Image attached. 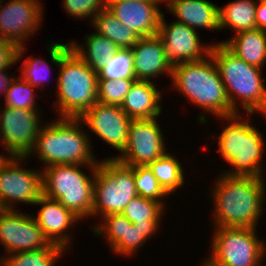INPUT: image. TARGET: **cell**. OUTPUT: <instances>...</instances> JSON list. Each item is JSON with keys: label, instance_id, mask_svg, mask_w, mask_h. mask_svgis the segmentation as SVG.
Returning a JSON list of instances; mask_svg holds the SVG:
<instances>
[{"label": "cell", "instance_id": "cell-38", "mask_svg": "<svg viewBox=\"0 0 266 266\" xmlns=\"http://www.w3.org/2000/svg\"><path fill=\"white\" fill-rule=\"evenodd\" d=\"M256 28L266 31V2H257Z\"/></svg>", "mask_w": 266, "mask_h": 266}, {"label": "cell", "instance_id": "cell-18", "mask_svg": "<svg viewBox=\"0 0 266 266\" xmlns=\"http://www.w3.org/2000/svg\"><path fill=\"white\" fill-rule=\"evenodd\" d=\"M161 4H164V0H127L105 6L139 37H151L157 35L159 31L163 14Z\"/></svg>", "mask_w": 266, "mask_h": 266}, {"label": "cell", "instance_id": "cell-34", "mask_svg": "<svg viewBox=\"0 0 266 266\" xmlns=\"http://www.w3.org/2000/svg\"><path fill=\"white\" fill-rule=\"evenodd\" d=\"M136 79H98V103L121 106Z\"/></svg>", "mask_w": 266, "mask_h": 266}, {"label": "cell", "instance_id": "cell-12", "mask_svg": "<svg viewBox=\"0 0 266 266\" xmlns=\"http://www.w3.org/2000/svg\"><path fill=\"white\" fill-rule=\"evenodd\" d=\"M158 119V120H157ZM159 117L132 120L128 140L119 156H111L127 166H147L167 152L164 130L159 125Z\"/></svg>", "mask_w": 266, "mask_h": 266}, {"label": "cell", "instance_id": "cell-22", "mask_svg": "<svg viewBox=\"0 0 266 266\" xmlns=\"http://www.w3.org/2000/svg\"><path fill=\"white\" fill-rule=\"evenodd\" d=\"M26 48V46H21L18 49L16 62H20V64H22L20 67H18L19 70H17L19 72L21 71L19 77L23 81H27L32 87L37 88V90L44 89L45 85L43 83L49 82L48 79L51 76L49 75L52 72L51 64L53 66L55 65L56 67L59 66L62 55L70 48V44L69 42L65 44L57 41H51L47 47V51L50 53V64L49 61L47 63V61L40 56L38 58L34 56L32 57V55H27V57L24 56L26 55ZM46 76H48V79Z\"/></svg>", "mask_w": 266, "mask_h": 266}, {"label": "cell", "instance_id": "cell-33", "mask_svg": "<svg viewBox=\"0 0 266 266\" xmlns=\"http://www.w3.org/2000/svg\"><path fill=\"white\" fill-rule=\"evenodd\" d=\"M99 221V224L90 227L91 231L94 236L105 238L111 250L122 238H125L126 217L122 214H109Z\"/></svg>", "mask_w": 266, "mask_h": 266}, {"label": "cell", "instance_id": "cell-6", "mask_svg": "<svg viewBox=\"0 0 266 266\" xmlns=\"http://www.w3.org/2000/svg\"><path fill=\"white\" fill-rule=\"evenodd\" d=\"M53 108L57 117L80 118L98 102V71L90 68L71 48L57 67ZM59 70V71H58Z\"/></svg>", "mask_w": 266, "mask_h": 266}, {"label": "cell", "instance_id": "cell-40", "mask_svg": "<svg viewBox=\"0 0 266 266\" xmlns=\"http://www.w3.org/2000/svg\"><path fill=\"white\" fill-rule=\"evenodd\" d=\"M3 152H1L0 153V168L2 167V165L7 161V159L10 157L7 153H3ZM6 155V156H5Z\"/></svg>", "mask_w": 266, "mask_h": 266}, {"label": "cell", "instance_id": "cell-23", "mask_svg": "<svg viewBox=\"0 0 266 266\" xmlns=\"http://www.w3.org/2000/svg\"><path fill=\"white\" fill-rule=\"evenodd\" d=\"M165 211L166 209L159 202L137 195L121 214L150 240L152 236L156 237L157 232L159 234L162 218L166 215Z\"/></svg>", "mask_w": 266, "mask_h": 266}, {"label": "cell", "instance_id": "cell-35", "mask_svg": "<svg viewBox=\"0 0 266 266\" xmlns=\"http://www.w3.org/2000/svg\"><path fill=\"white\" fill-rule=\"evenodd\" d=\"M149 240L142 235V231L136 228L133 223H131L126 218V231L125 238H122L112 249L111 252L122 257H132L136 256L138 251L142 249L143 244L147 243Z\"/></svg>", "mask_w": 266, "mask_h": 266}, {"label": "cell", "instance_id": "cell-25", "mask_svg": "<svg viewBox=\"0 0 266 266\" xmlns=\"http://www.w3.org/2000/svg\"><path fill=\"white\" fill-rule=\"evenodd\" d=\"M81 43L69 41L70 48L92 69L99 70L120 48L109 38L96 31L85 35ZM84 46V47H83Z\"/></svg>", "mask_w": 266, "mask_h": 266}, {"label": "cell", "instance_id": "cell-36", "mask_svg": "<svg viewBox=\"0 0 266 266\" xmlns=\"http://www.w3.org/2000/svg\"><path fill=\"white\" fill-rule=\"evenodd\" d=\"M61 2L67 15L73 19L77 18L76 20L89 19V24L106 8L104 0H62Z\"/></svg>", "mask_w": 266, "mask_h": 266}, {"label": "cell", "instance_id": "cell-20", "mask_svg": "<svg viewBox=\"0 0 266 266\" xmlns=\"http://www.w3.org/2000/svg\"><path fill=\"white\" fill-rule=\"evenodd\" d=\"M163 6L176 21L195 30H220L219 6L210 0H164Z\"/></svg>", "mask_w": 266, "mask_h": 266}, {"label": "cell", "instance_id": "cell-5", "mask_svg": "<svg viewBox=\"0 0 266 266\" xmlns=\"http://www.w3.org/2000/svg\"><path fill=\"white\" fill-rule=\"evenodd\" d=\"M210 54L224 83L232 110L242 113L240 107L244 113L246 111L245 114L260 113L266 121L264 69L246 63L219 41L212 44Z\"/></svg>", "mask_w": 266, "mask_h": 266}, {"label": "cell", "instance_id": "cell-9", "mask_svg": "<svg viewBox=\"0 0 266 266\" xmlns=\"http://www.w3.org/2000/svg\"><path fill=\"white\" fill-rule=\"evenodd\" d=\"M258 228L215 227L206 258L217 266H262L266 259L265 239Z\"/></svg>", "mask_w": 266, "mask_h": 266}, {"label": "cell", "instance_id": "cell-19", "mask_svg": "<svg viewBox=\"0 0 266 266\" xmlns=\"http://www.w3.org/2000/svg\"><path fill=\"white\" fill-rule=\"evenodd\" d=\"M130 51L136 80L155 82L162 75L171 79L173 67L167 61L164 44L158 35L140 37Z\"/></svg>", "mask_w": 266, "mask_h": 266}, {"label": "cell", "instance_id": "cell-37", "mask_svg": "<svg viewBox=\"0 0 266 266\" xmlns=\"http://www.w3.org/2000/svg\"><path fill=\"white\" fill-rule=\"evenodd\" d=\"M18 49L14 43L0 38V69H10L18 65Z\"/></svg>", "mask_w": 266, "mask_h": 266}, {"label": "cell", "instance_id": "cell-31", "mask_svg": "<svg viewBox=\"0 0 266 266\" xmlns=\"http://www.w3.org/2000/svg\"><path fill=\"white\" fill-rule=\"evenodd\" d=\"M36 88L32 87L27 81H23L19 76L15 77L11 82L9 89L4 97V106L25 109V110H41L37 104Z\"/></svg>", "mask_w": 266, "mask_h": 266}, {"label": "cell", "instance_id": "cell-42", "mask_svg": "<svg viewBox=\"0 0 266 266\" xmlns=\"http://www.w3.org/2000/svg\"><path fill=\"white\" fill-rule=\"evenodd\" d=\"M121 1H127V0H104L105 4H112V3H117V2H121ZM132 1H136V0H132Z\"/></svg>", "mask_w": 266, "mask_h": 266}, {"label": "cell", "instance_id": "cell-7", "mask_svg": "<svg viewBox=\"0 0 266 266\" xmlns=\"http://www.w3.org/2000/svg\"><path fill=\"white\" fill-rule=\"evenodd\" d=\"M96 169L97 165L81 164L42 168V195L59 201L80 220H88L92 217Z\"/></svg>", "mask_w": 266, "mask_h": 266}, {"label": "cell", "instance_id": "cell-17", "mask_svg": "<svg viewBox=\"0 0 266 266\" xmlns=\"http://www.w3.org/2000/svg\"><path fill=\"white\" fill-rule=\"evenodd\" d=\"M34 206H40L34 218L50 243L61 246L66 252L70 251L75 238L74 235L72 236V229L81 220L59 201L43 195L34 203Z\"/></svg>", "mask_w": 266, "mask_h": 266}, {"label": "cell", "instance_id": "cell-21", "mask_svg": "<svg viewBox=\"0 0 266 266\" xmlns=\"http://www.w3.org/2000/svg\"><path fill=\"white\" fill-rule=\"evenodd\" d=\"M156 82L135 80L126 94L121 109L132 119H153L160 117L162 94ZM160 90V91H159Z\"/></svg>", "mask_w": 266, "mask_h": 266}, {"label": "cell", "instance_id": "cell-30", "mask_svg": "<svg viewBox=\"0 0 266 266\" xmlns=\"http://www.w3.org/2000/svg\"><path fill=\"white\" fill-rule=\"evenodd\" d=\"M134 181L137 194L159 202L165 209L170 195L159 184L149 166H134ZM166 206V207H165Z\"/></svg>", "mask_w": 266, "mask_h": 266}, {"label": "cell", "instance_id": "cell-3", "mask_svg": "<svg viewBox=\"0 0 266 266\" xmlns=\"http://www.w3.org/2000/svg\"><path fill=\"white\" fill-rule=\"evenodd\" d=\"M89 132L80 118L57 117L49 120L41 127L27 157L37 156L43 168L62 164L98 165Z\"/></svg>", "mask_w": 266, "mask_h": 266}, {"label": "cell", "instance_id": "cell-26", "mask_svg": "<svg viewBox=\"0 0 266 266\" xmlns=\"http://www.w3.org/2000/svg\"><path fill=\"white\" fill-rule=\"evenodd\" d=\"M255 0H233L219 7V28L229 29L237 34L241 31L256 28Z\"/></svg>", "mask_w": 266, "mask_h": 266}, {"label": "cell", "instance_id": "cell-27", "mask_svg": "<svg viewBox=\"0 0 266 266\" xmlns=\"http://www.w3.org/2000/svg\"><path fill=\"white\" fill-rule=\"evenodd\" d=\"M168 150L162 157L152 161L148 166L163 189L171 196L186 185L182 162ZM179 189V190H178Z\"/></svg>", "mask_w": 266, "mask_h": 266}, {"label": "cell", "instance_id": "cell-8", "mask_svg": "<svg viewBox=\"0 0 266 266\" xmlns=\"http://www.w3.org/2000/svg\"><path fill=\"white\" fill-rule=\"evenodd\" d=\"M134 166L116 159H99L94 180L92 218L121 214L137 196Z\"/></svg>", "mask_w": 266, "mask_h": 266}, {"label": "cell", "instance_id": "cell-15", "mask_svg": "<svg viewBox=\"0 0 266 266\" xmlns=\"http://www.w3.org/2000/svg\"><path fill=\"white\" fill-rule=\"evenodd\" d=\"M165 16L163 12L157 35L162 39L167 61L172 67L210 55L212 44L201 43L198 30L176 20L168 23Z\"/></svg>", "mask_w": 266, "mask_h": 266}, {"label": "cell", "instance_id": "cell-39", "mask_svg": "<svg viewBox=\"0 0 266 266\" xmlns=\"http://www.w3.org/2000/svg\"><path fill=\"white\" fill-rule=\"evenodd\" d=\"M7 69H0V97L1 95L5 97L7 90L10 87L11 82L16 77L10 76Z\"/></svg>", "mask_w": 266, "mask_h": 266}, {"label": "cell", "instance_id": "cell-24", "mask_svg": "<svg viewBox=\"0 0 266 266\" xmlns=\"http://www.w3.org/2000/svg\"><path fill=\"white\" fill-rule=\"evenodd\" d=\"M246 63L263 69L266 65V31L249 29L220 41Z\"/></svg>", "mask_w": 266, "mask_h": 266}, {"label": "cell", "instance_id": "cell-41", "mask_svg": "<svg viewBox=\"0 0 266 266\" xmlns=\"http://www.w3.org/2000/svg\"><path fill=\"white\" fill-rule=\"evenodd\" d=\"M205 258H203V262L202 263H200L198 266H217V265H215L214 263H212L209 259H205Z\"/></svg>", "mask_w": 266, "mask_h": 266}, {"label": "cell", "instance_id": "cell-28", "mask_svg": "<svg viewBox=\"0 0 266 266\" xmlns=\"http://www.w3.org/2000/svg\"><path fill=\"white\" fill-rule=\"evenodd\" d=\"M90 25L94 31L112 40L120 49H131L140 38L107 8L97 14Z\"/></svg>", "mask_w": 266, "mask_h": 266}, {"label": "cell", "instance_id": "cell-32", "mask_svg": "<svg viewBox=\"0 0 266 266\" xmlns=\"http://www.w3.org/2000/svg\"><path fill=\"white\" fill-rule=\"evenodd\" d=\"M98 79H135L130 49H119L98 70Z\"/></svg>", "mask_w": 266, "mask_h": 266}, {"label": "cell", "instance_id": "cell-2", "mask_svg": "<svg viewBox=\"0 0 266 266\" xmlns=\"http://www.w3.org/2000/svg\"><path fill=\"white\" fill-rule=\"evenodd\" d=\"M236 113L230 116L217 117L222 122L221 133L216 140L218 152L230 167L222 171L230 176H252L264 178L266 173L263 163L266 142L263 131H259L251 115ZM246 116V117H244ZM243 117V118H242ZM226 122V123H225ZM225 123V124H223Z\"/></svg>", "mask_w": 266, "mask_h": 266}, {"label": "cell", "instance_id": "cell-16", "mask_svg": "<svg viewBox=\"0 0 266 266\" xmlns=\"http://www.w3.org/2000/svg\"><path fill=\"white\" fill-rule=\"evenodd\" d=\"M80 119L99 140L118 150L117 156L124 151L132 119L121 107L97 102Z\"/></svg>", "mask_w": 266, "mask_h": 266}, {"label": "cell", "instance_id": "cell-13", "mask_svg": "<svg viewBox=\"0 0 266 266\" xmlns=\"http://www.w3.org/2000/svg\"><path fill=\"white\" fill-rule=\"evenodd\" d=\"M41 1L0 0V38L18 47L25 46L26 40L42 28L45 9Z\"/></svg>", "mask_w": 266, "mask_h": 266}, {"label": "cell", "instance_id": "cell-4", "mask_svg": "<svg viewBox=\"0 0 266 266\" xmlns=\"http://www.w3.org/2000/svg\"><path fill=\"white\" fill-rule=\"evenodd\" d=\"M171 81L175 91L202 110L196 117L199 124H208L207 112L216 118L236 114L211 54L202 60L173 66Z\"/></svg>", "mask_w": 266, "mask_h": 266}, {"label": "cell", "instance_id": "cell-10", "mask_svg": "<svg viewBox=\"0 0 266 266\" xmlns=\"http://www.w3.org/2000/svg\"><path fill=\"white\" fill-rule=\"evenodd\" d=\"M27 160L10 156L0 168V209L17 210L20 202L33 206L42 196V171L23 168Z\"/></svg>", "mask_w": 266, "mask_h": 266}, {"label": "cell", "instance_id": "cell-1", "mask_svg": "<svg viewBox=\"0 0 266 266\" xmlns=\"http://www.w3.org/2000/svg\"><path fill=\"white\" fill-rule=\"evenodd\" d=\"M218 174L208 188L213 203L212 228H257L266 211L265 178Z\"/></svg>", "mask_w": 266, "mask_h": 266}, {"label": "cell", "instance_id": "cell-29", "mask_svg": "<svg viewBox=\"0 0 266 266\" xmlns=\"http://www.w3.org/2000/svg\"><path fill=\"white\" fill-rule=\"evenodd\" d=\"M65 253L61 246L51 243L44 249L6 254L3 266H56Z\"/></svg>", "mask_w": 266, "mask_h": 266}, {"label": "cell", "instance_id": "cell-43", "mask_svg": "<svg viewBox=\"0 0 266 266\" xmlns=\"http://www.w3.org/2000/svg\"><path fill=\"white\" fill-rule=\"evenodd\" d=\"M0 266H3V255L2 254L0 255Z\"/></svg>", "mask_w": 266, "mask_h": 266}, {"label": "cell", "instance_id": "cell-14", "mask_svg": "<svg viewBox=\"0 0 266 266\" xmlns=\"http://www.w3.org/2000/svg\"><path fill=\"white\" fill-rule=\"evenodd\" d=\"M31 215L18 209H0V245L5 255L44 249L51 244Z\"/></svg>", "mask_w": 266, "mask_h": 266}, {"label": "cell", "instance_id": "cell-11", "mask_svg": "<svg viewBox=\"0 0 266 266\" xmlns=\"http://www.w3.org/2000/svg\"><path fill=\"white\" fill-rule=\"evenodd\" d=\"M42 115L40 110L0 107V145L9 156L29 155L44 125Z\"/></svg>", "mask_w": 266, "mask_h": 266}]
</instances>
